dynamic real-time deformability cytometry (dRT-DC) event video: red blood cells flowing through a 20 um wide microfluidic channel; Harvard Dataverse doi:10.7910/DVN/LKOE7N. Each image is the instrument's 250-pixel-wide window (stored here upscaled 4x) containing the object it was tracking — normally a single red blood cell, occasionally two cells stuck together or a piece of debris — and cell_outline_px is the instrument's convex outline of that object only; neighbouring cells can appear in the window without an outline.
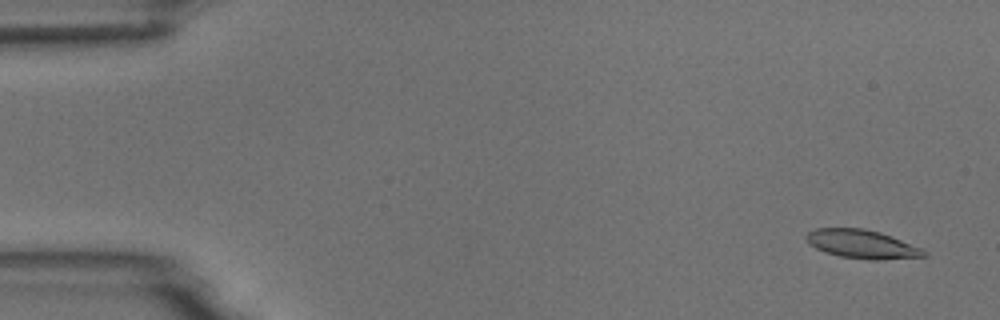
{"species": "common noctule bat (a hibernating species)", "species_latin": "Nyctalus noctula", "temperature_condition": "room temperature", "stored_images_in_passage": 55, "camera_frame_rate_fps": 3000, "um_per_image_px": 0.085, "animal": {"sex": "male", "body_mass_g": 18.8}, "frame": {"image": 1, "passage_image": 3, "time_ms": 0.667, "image_size_px": [1000, 320], "cell_outline_px": [[928, 256], [880, 260], [868, 260], [840, 256], [824, 252], [808, 244], [804, 236], [808, 232], [816, 228], [864, 228], [880, 232], [892, 236], [920, 248], [928, 252]], "centroid_in_image_um": [73.25, 20.75], "position_along_channel_um": 11.8, "area_um2": 19.77}}
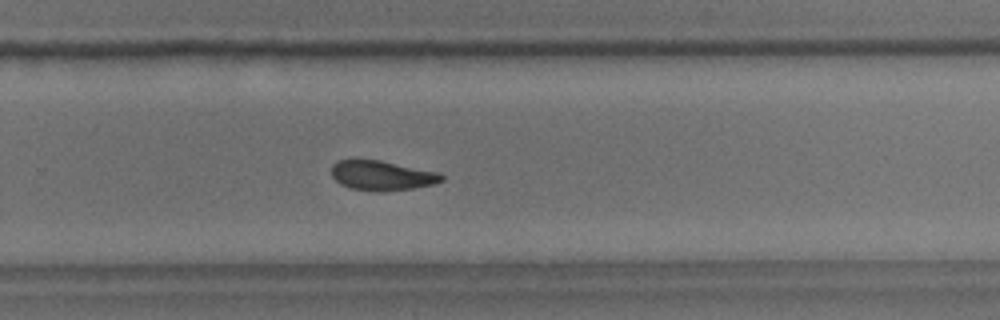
{"frame": {"image": 2, "passage_image": 36, "time_ms": 11.667, "image_size_px": [1000, 320], "cell_outline_px": [[444, 180], [436, 184], [412, 188], [380, 192], [352, 188], [340, 184], [332, 176], [332, 164], [336, 160], [356, 156], [380, 160], [440, 172], [444, 176]], "centroid_in_image_um": [32.43, 14.87], "position_along_channel_um": 297.4, "area_um2": 19.77}}
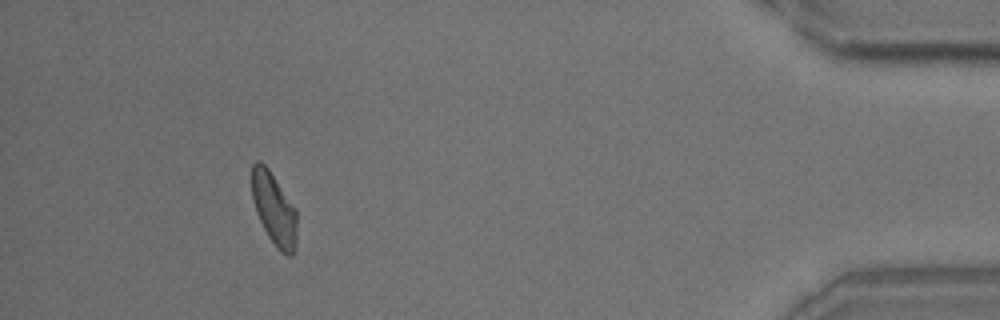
{"frame": {"image": 3, "passage_image": 50, "time_ms": 16.333, "image_size_px": [1000, 320], "cell_outline_px": [[296, 244], [292, 256], [288, 256], [280, 252], [276, 248], [268, 236], [256, 212], [252, 200], [252, 164], [256, 160], [260, 160], [268, 168], [296, 208]], "centroid_in_image_um": [23.29, 17.76], "position_along_channel_um": 411.9, "area_um2": 19.07}}